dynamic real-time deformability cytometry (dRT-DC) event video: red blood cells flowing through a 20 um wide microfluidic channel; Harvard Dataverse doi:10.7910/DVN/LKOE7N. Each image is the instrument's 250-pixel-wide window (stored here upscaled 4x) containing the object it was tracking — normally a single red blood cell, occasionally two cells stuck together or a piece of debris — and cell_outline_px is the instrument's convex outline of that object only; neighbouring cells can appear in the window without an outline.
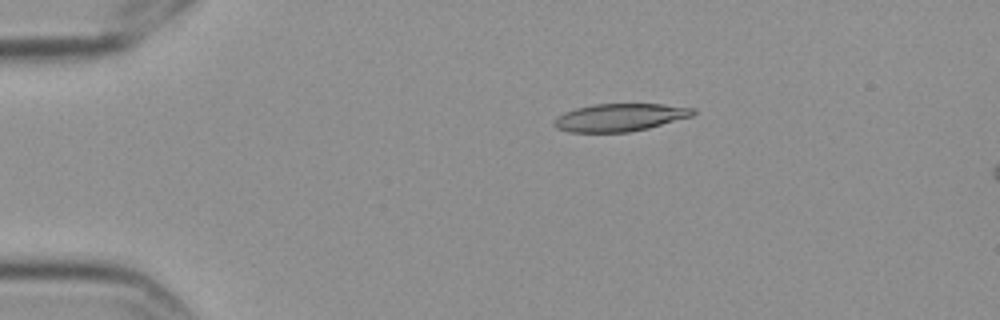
{"species": "Egyptian fruit bat (a non-hibernating species)", "species_latin": "Rousettus aegyptiacus", "temperature_condition": "cold", "stored_images_in_passage": 5, "camera_frame_rate_fps": 3000, "um_per_image_px": 0.085, "frame": {"image": 1, "passage_image": 3, "time_ms": 0.667, "image_size_px": [1000, 320], "cell_outline_px": [[696, 112], [692, 116], [648, 128], [628, 132], [568, 132], [556, 128], [552, 124], [552, 120], [556, 116], [564, 112], [576, 108], [592, 104], [660, 104], [696, 108]], "centroid_in_image_um": [52.64, 9.98], "position_along_channel_um": 32.4, "area_um2": 22.54}}